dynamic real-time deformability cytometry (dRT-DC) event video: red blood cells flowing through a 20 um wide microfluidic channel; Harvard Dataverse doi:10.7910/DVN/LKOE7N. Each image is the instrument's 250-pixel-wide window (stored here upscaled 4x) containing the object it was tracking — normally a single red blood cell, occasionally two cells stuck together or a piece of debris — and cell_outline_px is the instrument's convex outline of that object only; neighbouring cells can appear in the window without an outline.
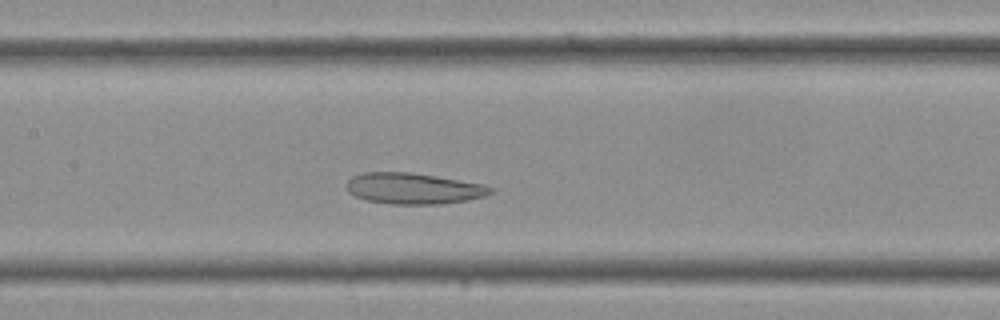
{"species": "Egyptian fruit bat (a non-hibernating species)", "species_latin": "Rousettus aegyptiacus", "temperature_condition": "cold", "stored_images_in_passage": 31, "camera_frame_rate_fps": 3000, "um_per_image_px": 0.085, "frame": {"image": 1, "passage_image": 12, "time_ms": 3.667, "image_size_px": [1000, 320], "cell_outline_px": [[492, 192], [484, 196], [468, 200], [440, 204], [392, 204], [368, 200], [356, 196], [348, 192], [348, 180], [352, 176], [364, 172], [408, 172], [484, 184], [492, 188]], "centroid_in_image_um": [35.14, 16.02], "position_along_channel_um": 172.3, "area_um2": 25.72}}
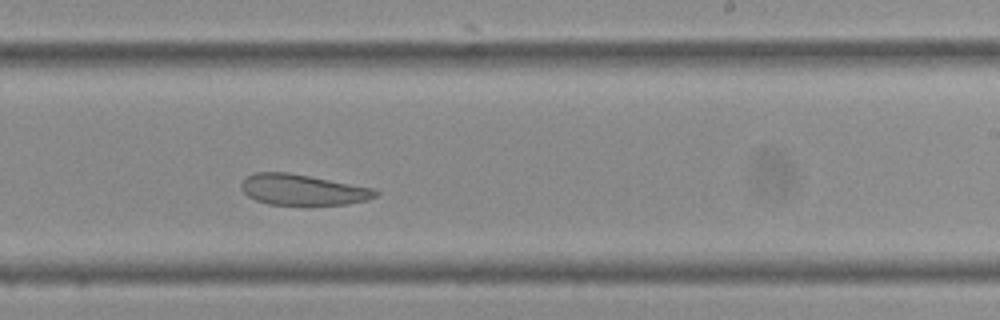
{"frame": {"image": 2, "passage_image": 17, "time_ms": 5.333, "image_size_px": [1000, 320], "cell_outline_px": [[380, 192], [376, 196], [368, 200], [348, 204], [268, 204], [256, 200], [248, 196], [240, 188], [240, 184], [248, 176], [256, 172], [288, 172], [376, 188]], "centroid_in_image_um": [25.77, 16.12], "position_along_channel_um": 263.2, "area_um2": 24.04}}
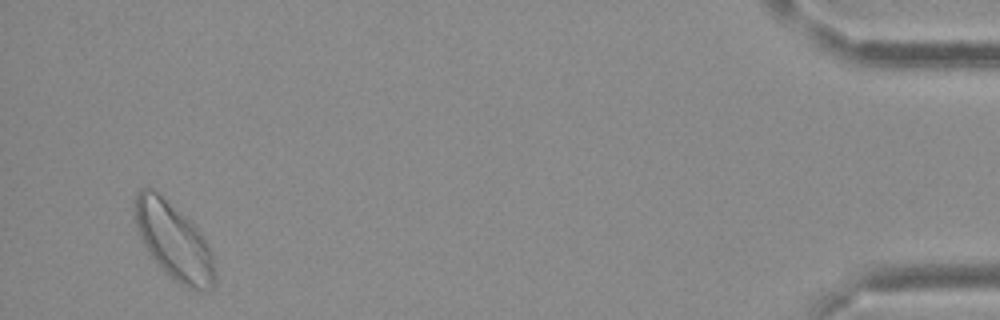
{"frame": {"image": 3, "passage_image": 30, "time_ms": 9.667, "image_size_px": [1000, 320], "cell_outline_px": [[216, 284], [212, 288], [204, 292], [200, 292], [188, 288], [180, 284], [164, 272], [148, 252], [136, 228], [132, 216], [132, 200], [140, 188], [156, 188], [192, 220], [204, 236], [212, 252], [216, 276]], "centroid_in_image_um": [14.76, 20.44], "position_along_channel_um": 420.4, "area_um2": 37.28}}